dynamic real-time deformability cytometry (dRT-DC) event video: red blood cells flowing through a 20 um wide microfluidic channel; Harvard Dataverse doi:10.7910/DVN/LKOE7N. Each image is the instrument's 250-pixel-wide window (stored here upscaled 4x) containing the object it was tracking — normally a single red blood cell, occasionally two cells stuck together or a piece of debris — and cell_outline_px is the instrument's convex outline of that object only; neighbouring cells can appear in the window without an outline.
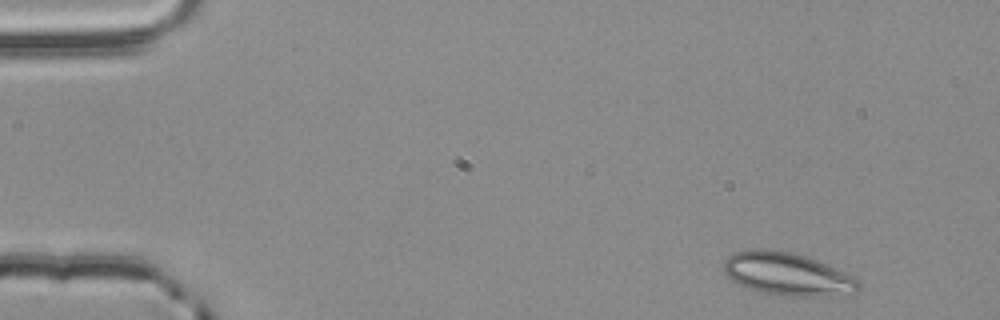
{"species": "common noctule bat (a hibernating species)", "species_latin": "Nyctalus noctula", "temperature_condition": "room temperature", "stored_images_in_passage": 3, "camera_frame_rate_fps": 3000, "um_per_image_px": 0.085, "animal": {"sex": "male", "body_mass_g": 20.4}, "frame": {"image": 1, "passage_image": 1, "time_ms": 0.0, "image_size_px": [1000, 320], "cell_outline_px": [[860, 288], [856, 292], [812, 296], [792, 296], [760, 292], [748, 288], [732, 280], [724, 272], [724, 260], [728, 256], [736, 252], [792, 252], [816, 260], [836, 268], [844, 272], [856, 280], [860, 284]], "centroid_in_image_um": [66.93, 23.33], "position_along_channel_um": 18.1, "area_um2": 32.19}}